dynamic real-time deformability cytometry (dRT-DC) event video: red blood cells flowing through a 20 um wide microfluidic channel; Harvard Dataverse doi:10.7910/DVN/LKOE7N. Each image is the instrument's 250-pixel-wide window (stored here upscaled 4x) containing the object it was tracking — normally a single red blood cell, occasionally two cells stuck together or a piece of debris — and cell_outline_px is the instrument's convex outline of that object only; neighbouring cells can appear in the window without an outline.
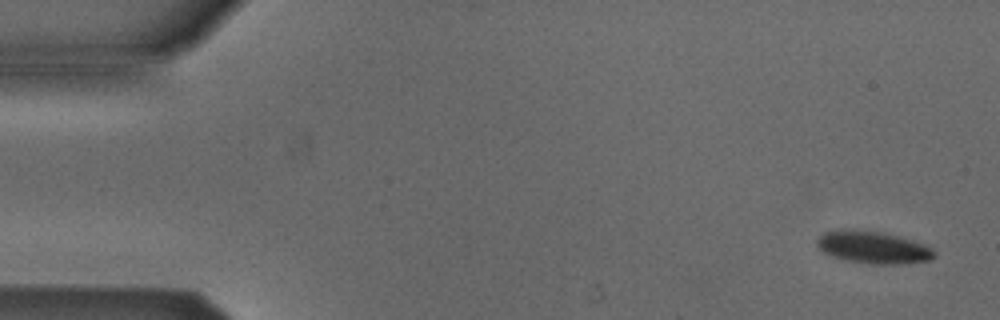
{"species": "Egyptian fruit bat (a non-hibernating species)", "species_latin": "Rousettus aegyptiacus", "temperature_condition": "cold", "stored_images_in_passage": 6, "camera_frame_rate_fps": 3000, "um_per_image_px": 0.085, "animal": {"sex": "male"}, "frame": {"image": 1, "passage_image": 1, "time_ms": 0.0, "image_size_px": [1000, 320], "cell_outline_px": [[936, 256], [932, 260], [904, 264], [872, 264], [844, 260], [832, 256], [824, 252], [816, 244], [816, 240], [824, 232], [884, 232], [912, 240], [924, 244], [932, 248], [936, 252]], "centroid_in_image_um": [74.31, 21.08], "position_along_channel_um": 10.7, "area_um2": 21.5}}
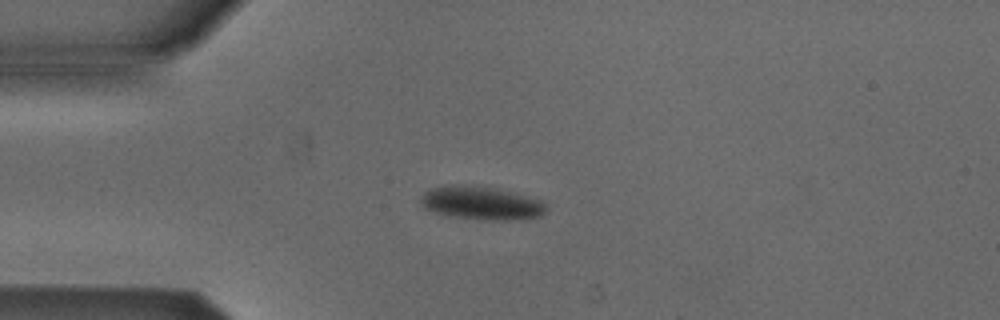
{"frame": {"image": 2, "passage_image": 4, "time_ms": 1.0, "image_size_px": [1000, 320], "cell_outline_px": [[548, 208], [540, 216], [512, 220], [480, 220], [444, 216], [424, 208], [420, 200], [424, 192], [432, 188], [452, 184], [460, 184], [496, 188], [540, 200]], "centroid_in_image_um": [40.86, 17.27], "position_along_channel_um": 44.1, "area_um2": 24.45}}
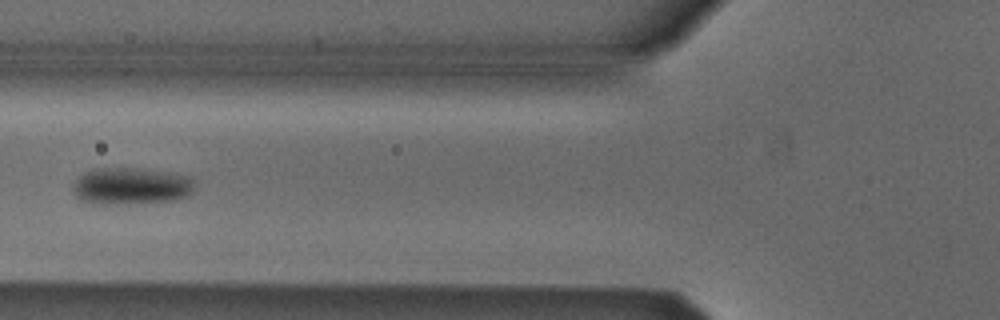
{"frame": {"image": 3, "passage_image": 6, "time_ms": 1.667, "image_size_px": [1000, 320], "cell_outline_px": [[192, 192], [188, 196], [176, 200], [104, 204], [92, 204], [80, 200], [72, 192], [72, 188], [76, 180], [80, 176], [96, 168], [136, 168], [192, 176]], "centroid_in_image_um": [11.11, 15.82], "position_along_channel_um": 114.7, "area_um2": 25.89}}